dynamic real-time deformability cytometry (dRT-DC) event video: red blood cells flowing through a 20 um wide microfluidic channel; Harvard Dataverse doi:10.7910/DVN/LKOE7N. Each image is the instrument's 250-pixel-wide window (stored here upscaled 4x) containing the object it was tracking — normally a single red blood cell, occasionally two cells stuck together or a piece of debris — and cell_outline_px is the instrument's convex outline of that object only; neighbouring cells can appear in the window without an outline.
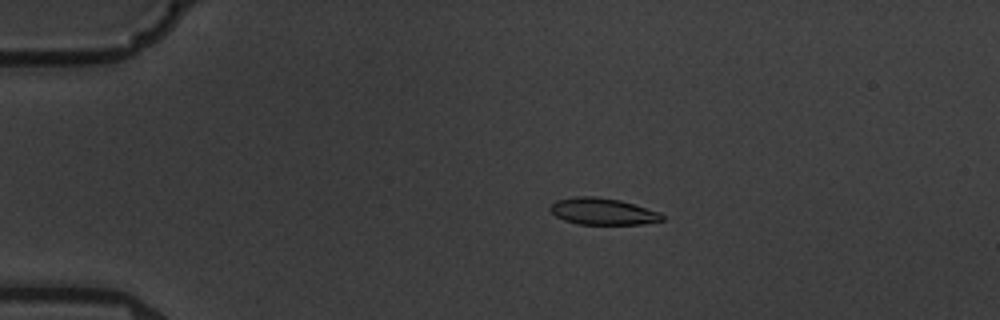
{"species": "common noctule bat (a hibernating species)", "species_latin": "Nyctalus noctula", "temperature_condition": "warm", "stored_images_in_passage": 7, "camera_frame_rate_fps": 3000, "um_per_image_px": 0.085, "animal": {"sex": "male", "body_mass_g": 19.5, "forearm_length_mm": 54.6}, "frame": {"image": 1, "passage_image": 3, "time_ms": 2.0, "image_size_px": [1000, 320], "cell_outline_px": [[664, 220], [640, 224], [580, 224], [564, 220], [556, 216], [548, 208], [556, 200], [576, 196], [596, 196], [620, 200], [660, 212], [664, 216]], "centroid_in_image_um": [51.22, 17.96], "position_along_channel_um": 33.8, "area_um2": 17.34}}
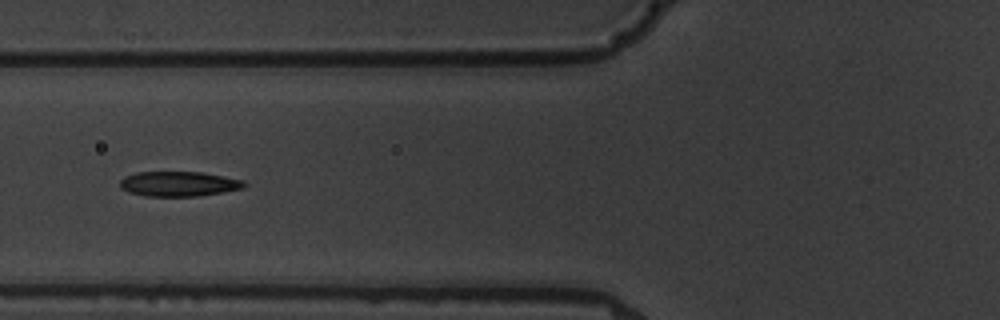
{"frame": {"image": 2, "passage_image": 6, "time_ms": 5.667, "image_size_px": [1000, 320], "cell_outline_px": [[248, 184], [244, 188], [224, 192], [196, 196], [144, 196], [128, 192], [120, 188], [120, 180], [124, 176], [136, 172], [200, 172], [224, 176], [244, 180]], "centroid_in_image_um": [15.2, 15.63], "position_along_channel_um": 110.6, "area_um2": 18.21}}
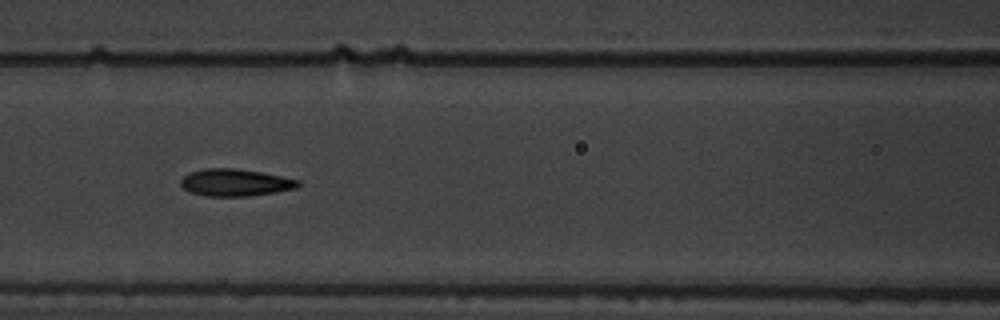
{"frame": {"image": 3, "passage_image": 7, "time_ms": 6.667, "image_size_px": [1000, 320], "cell_outline_px": [[300, 184], [296, 188], [276, 192], [248, 196], [204, 196], [192, 192], [184, 188], [180, 184], [180, 180], [188, 172], [208, 168], [236, 168], [260, 172], [300, 180]], "centroid_in_image_um": [19.98, 15.51], "position_along_channel_um": 146.6, "area_um2": 18.5}}